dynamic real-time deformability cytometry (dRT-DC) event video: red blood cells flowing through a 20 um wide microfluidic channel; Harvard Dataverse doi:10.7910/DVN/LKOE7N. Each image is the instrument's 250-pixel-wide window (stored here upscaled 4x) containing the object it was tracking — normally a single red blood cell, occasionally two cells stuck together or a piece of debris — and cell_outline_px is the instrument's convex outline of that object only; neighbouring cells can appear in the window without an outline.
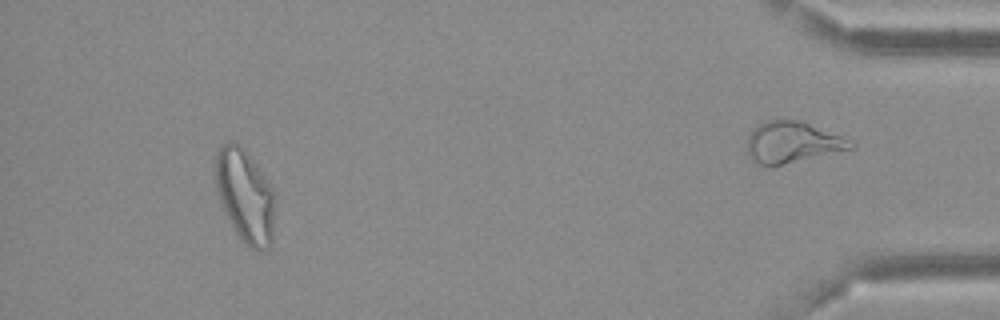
{"species": "Egyptian fruit bat (a non-hibernating species)", "species_latin": "Rousettus aegyptiacus", "temperature_condition": "cold", "stored_images_in_passage": 16, "segment_of_instrument_passage": [1, 2], "camera_frame_rate_fps": 3000, "um_per_image_px": 0.085, "frame": {"image": 1, "passage_image": 14, "time_ms": 17.0, "image_size_px": [1000, 320], "cell_outline_px": [[272, 240], [268, 248], [264, 252], [256, 252], [248, 248], [244, 244], [228, 220], [216, 192], [212, 160], [220, 144], [228, 140], [236, 140], [244, 148], [272, 188]], "centroid_in_image_um": [20.73, 16.6], "position_along_channel_um": 414.5, "area_um2": 32.77}}